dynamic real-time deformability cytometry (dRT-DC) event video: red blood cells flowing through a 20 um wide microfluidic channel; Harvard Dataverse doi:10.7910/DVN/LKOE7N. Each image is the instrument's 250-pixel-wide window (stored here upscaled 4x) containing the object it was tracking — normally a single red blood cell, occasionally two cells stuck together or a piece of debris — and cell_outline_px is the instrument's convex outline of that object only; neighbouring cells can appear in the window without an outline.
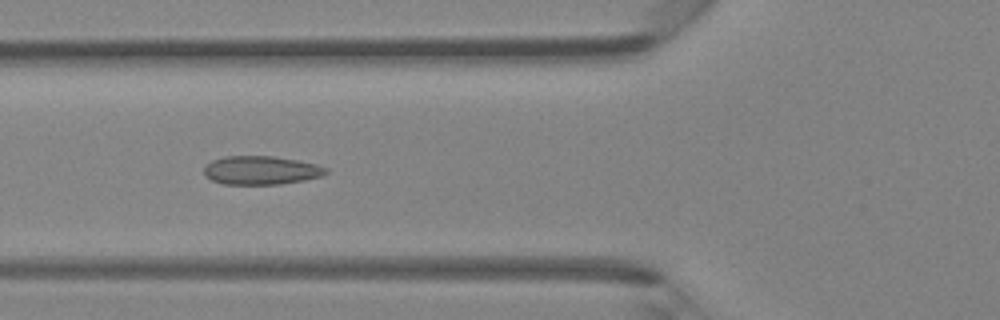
{"species": "Egyptian fruit bat (a non-hibernating species)", "species_latin": "Rousettus aegyptiacus", "temperature_condition": "room temperature", "stored_images_in_passage": 47, "camera_frame_rate_fps": 3000, "um_per_image_px": 0.085, "animal": {"sex": "female"}, "frame": {"image": 1, "passage_image": 18, "time_ms": 5.667, "image_size_px": [1000, 320], "cell_outline_px": [[328, 172], [320, 176], [304, 180], [280, 184], [224, 184], [212, 180], [204, 176], [204, 164], [212, 160], [224, 156], [272, 156], [296, 160], [316, 164], [328, 168]], "centroid_in_image_um": [22.15, 14.47], "position_along_channel_um": 103.7, "area_um2": 20.35}}
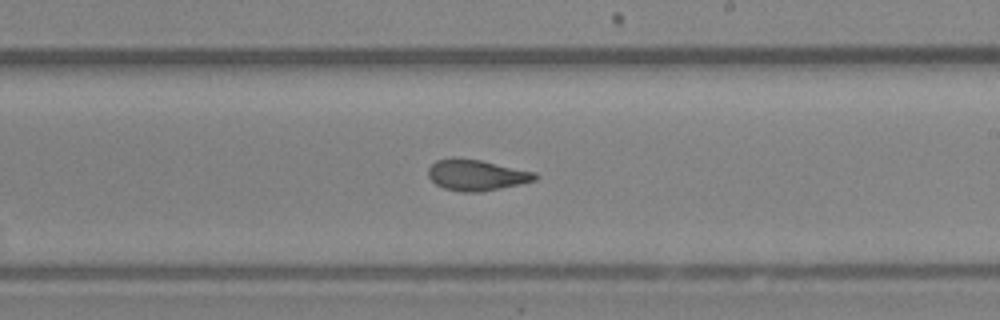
{"frame": {"image": 2, "passage_image": 28, "time_ms": 9.0, "image_size_px": [1000, 320], "cell_outline_px": [[540, 176], [536, 180], [520, 184], [480, 192], [460, 192], [444, 188], [436, 184], [428, 176], [428, 168], [436, 160], [480, 160], [536, 172]], "centroid_in_image_um": [40.55, 14.91], "position_along_channel_um": 248.4, "area_um2": 18.84}}
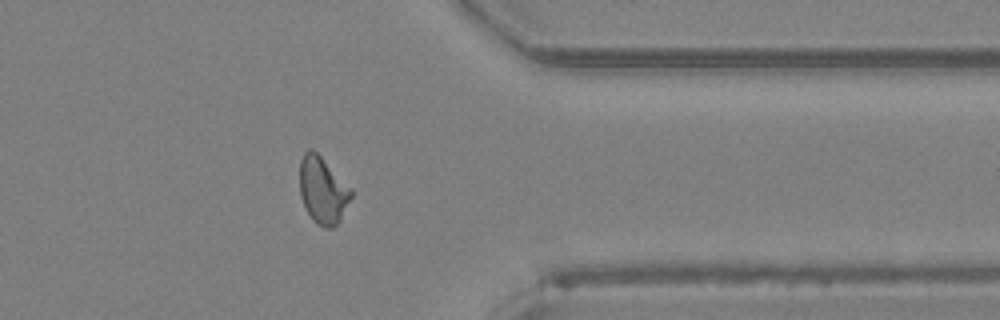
{"frame": {"image": 3, "passage_image": 38, "time_ms": 12.333, "image_size_px": [1000, 320], "cell_outline_px": [[352, 196], [340, 220], [332, 228], [324, 228], [316, 224], [312, 220], [300, 196], [300, 160], [304, 152], [312, 148], [352, 188]], "centroid_in_image_um": [27.43, 16.18], "position_along_channel_um": 384.0, "area_um2": 19.94}, "authors_computed_cell_mechanics": {"area_um2": 19.941, "velocity_mm_per_s": 4.3654, "shape_relaxation_time_tau1_ms": 7.9103, "shape_relaxation_time_tau2_ms": 0.8073, "deformation_change_tau1": 0.1657, "deformation_change_tau2": 0.0699}}